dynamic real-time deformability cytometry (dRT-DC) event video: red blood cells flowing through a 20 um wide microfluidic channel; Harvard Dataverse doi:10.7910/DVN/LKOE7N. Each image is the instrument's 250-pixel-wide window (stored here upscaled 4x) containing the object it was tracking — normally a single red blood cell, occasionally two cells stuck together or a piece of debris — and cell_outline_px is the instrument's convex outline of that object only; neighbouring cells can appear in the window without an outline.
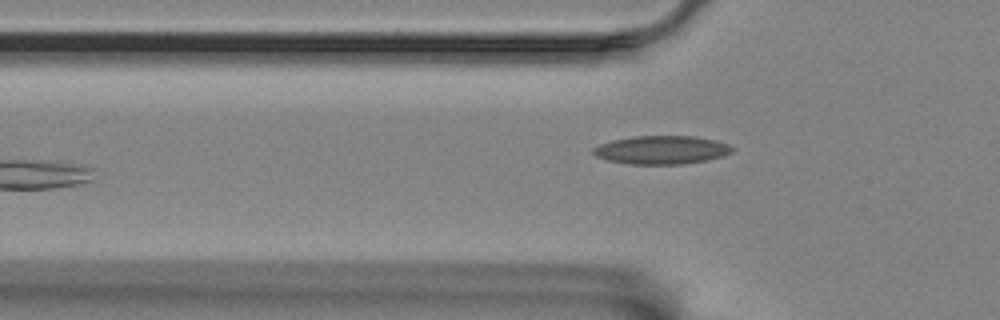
{"species": "Egyptian fruit bat (a non-hibernating species)", "species_latin": "Rousettus aegyptiacus", "temperature_condition": "room temperature", "stored_images_in_passage": 42, "camera_frame_rate_fps": 3000, "um_per_image_px": 0.085, "animal": {"sex": "female"}, "frame": {"image": 1, "passage_image": 5, "time_ms": 1.333, "image_size_px": [1000, 320], "cell_outline_px": [[736, 148], [732, 152], [724, 156], [704, 160], [680, 164], [628, 164], [608, 160], [596, 156], [592, 152], [592, 148], [600, 144], [612, 140], [632, 136], [696, 136], [716, 140]], "centroid_in_image_um": [56.23, 12.73], "position_along_channel_um": 69.6, "area_um2": 23.0}}
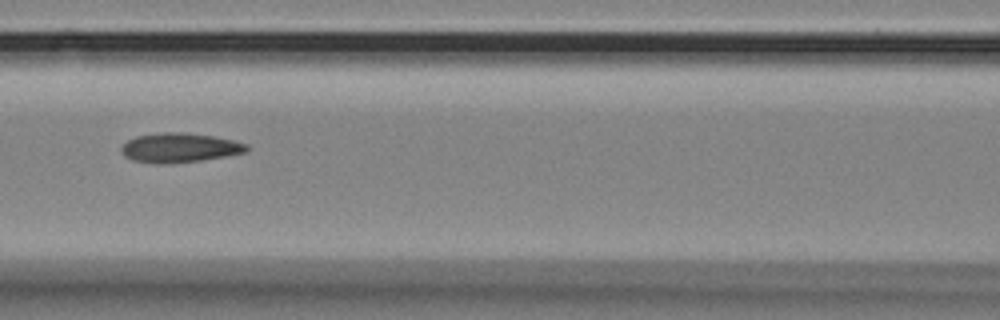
{"frame": {"image": 2, "passage_image": 12, "time_ms": 3.667, "image_size_px": [1000, 320], "cell_outline_px": [[248, 152], [200, 160], [168, 164], [156, 164], [132, 160], [124, 156], [120, 152], [120, 148], [128, 140], [136, 136], [164, 132], [184, 132], [216, 136], [248, 144]], "centroid_in_image_um": [15.25, 12.56], "position_along_channel_um": 151.4, "area_um2": 21.62}}
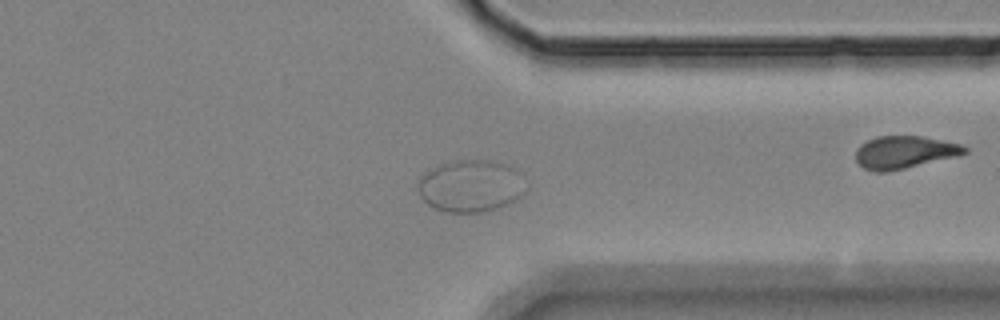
{"frame": {"image": 3, "passage_image": 28, "time_ms": 9.0, "image_size_px": [1000, 320], "cell_outline_px": [[528, 188], [516, 200], [500, 208], [484, 212], [448, 212], [436, 208], [428, 204], [420, 196], [416, 188], [416, 184], [420, 176], [424, 172], [440, 164], [456, 160], [488, 160], [504, 164], [516, 168], [524, 172], [528, 180]], "centroid_in_image_um": [40.08, 15.79], "position_along_channel_um": 371.3, "area_um2": 33.64}}